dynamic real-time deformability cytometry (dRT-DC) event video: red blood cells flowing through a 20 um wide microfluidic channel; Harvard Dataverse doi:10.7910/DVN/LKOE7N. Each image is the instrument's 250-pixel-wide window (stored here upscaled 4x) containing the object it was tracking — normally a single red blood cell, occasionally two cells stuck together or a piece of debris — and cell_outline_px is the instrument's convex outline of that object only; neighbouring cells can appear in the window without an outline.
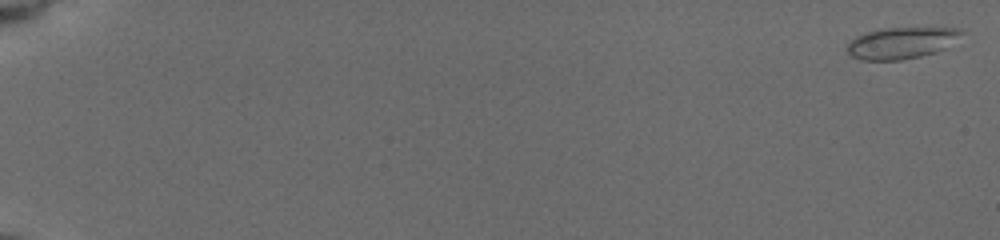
{"species": "common noctule bat (a hibernating species)", "species_latin": "Nyctalus noctula", "temperature_condition": "cold", "stored_images_in_passage": 57, "camera_frame_rate_fps": 3000, "um_per_image_px": 0.085, "animal": {"sex": "female", "body_mass_g": 19.5, "forearm_length_mm": 54.1}, "frame": {"image": 1, "passage_image": 1, "time_ms": 0.0, "image_size_px": [1000, 240], "cell_outline_px": [[968, 32], [944, 48], [936, 52], [920, 56], [900, 60], [860, 60], [852, 56], [844, 48], [856, 36], [868, 32], [884, 28], [932, 24], [964, 28]], "centroid_in_image_um": [76.77, 3.57], "position_along_channel_um": 8.2, "area_um2": 22.2}}
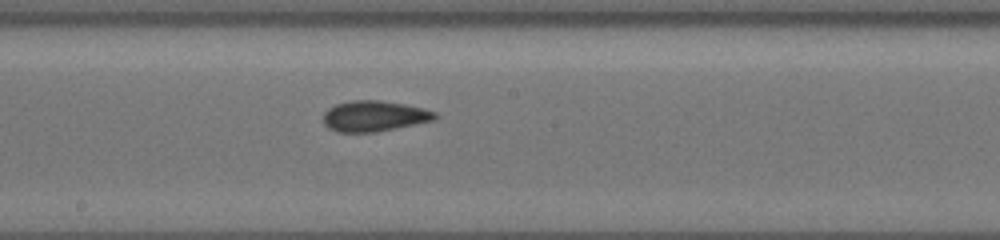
{"frame": {"image": 2, "passage_image": 34, "time_ms": 11.0, "image_size_px": [1000, 240], "cell_outline_px": [[436, 120], [376, 132], [336, 132], [328, 128], [324, 124], [324, 112], [328, 108], [336, 104], [352, 100], [380, 100], [404, 104], [424, 108], [436, 112]], "centroid_in_image_um": [31.8, 9.87], "position_along_channel_um": 216.4, "area_um2": 20.06}}
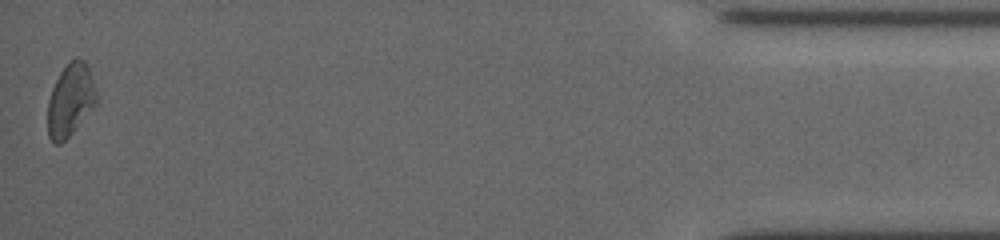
{"frame": {"image": 3, "passage_image": 57, "time_ms": 18.667, "image_size_px": [1000, 240], "cell_outline_px": [[96, 104], [72, 132], [60, 144], [56, 144], [48, 136], [48, 100], [52, 88], [60, 72], [76, 56], [84, 60], [88, 64], [96, 92]], "centroid_in_image_um": [5.98, 8.48], "position_along_channel_um": 429.2, "area_um2": 20.29}, "authors_computed_cell_mechanics": {"area_um2": 19.4786, "velocity_mm_per_s": 3.7561, "shape_relaxation_time_tau1_ms": 9.7865, "shape_relaxation_time_tau2_ms": 1.7138, "deformation_change_tau1": 0.1652, "deformation_change_tau2": 0.0572}}